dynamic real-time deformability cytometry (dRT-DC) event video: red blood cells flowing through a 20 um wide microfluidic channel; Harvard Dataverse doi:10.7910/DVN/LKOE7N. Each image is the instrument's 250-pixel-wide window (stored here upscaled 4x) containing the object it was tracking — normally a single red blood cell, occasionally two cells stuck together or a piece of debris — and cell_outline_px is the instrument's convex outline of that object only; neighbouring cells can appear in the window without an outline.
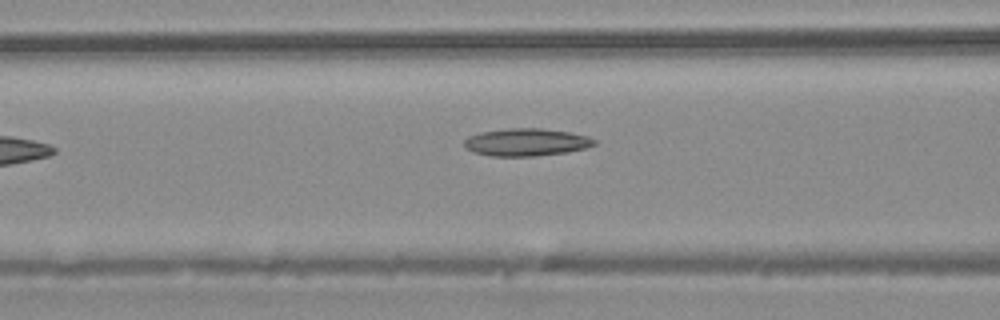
{"species": "common noctule bat (a hibernating species)", "species_latin": "Nyctalus noctula", "temperature_condition": "warm", "stored_images_in_passage": 6, "camera_frame_rate_fps": 3000, "um_per_image_px": 0.085, "animal": {"sex": "male", "body_mass_g": 20.4}, "frame": {"image": 1, "passage_image": 6, "time_ms": 1.667, "image_size_px": [1000, 320], "cell_outline_px": [[596, 144], [588, 148], [564, 152], [532, 156], [492, 156], [472, 152], [464, 148], [464, 140], [468, 136], [480, 132], [508, 128], [540, 128], [568, 132], [588, 136], [596, 140]], "centroid_in_image_um": [44.7, 12.08], "position_along_channel_um": 121.9, "area_um2": 20.92}}